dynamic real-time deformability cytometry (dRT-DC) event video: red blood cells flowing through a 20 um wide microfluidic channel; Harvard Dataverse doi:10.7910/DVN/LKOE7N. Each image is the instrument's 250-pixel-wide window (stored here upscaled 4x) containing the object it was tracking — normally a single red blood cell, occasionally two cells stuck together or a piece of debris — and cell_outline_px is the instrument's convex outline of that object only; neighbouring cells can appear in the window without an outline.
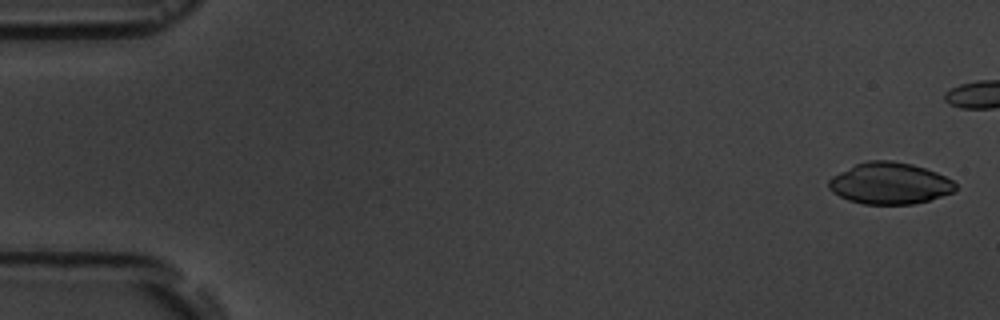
{"species": "common noctule bat (a hibernating species)", "species_latin": "Nyctalus noctula", "temperature_condition": "room temperature", "stored_images_in_passage": 6, "segment_of_instrument_passage": [1, 2], "camera_frame_rate_fps": 3000, "um_per_image_px": 0.085, "animal": {"sex": "male", "body_mass_g": 19.5, "forearm_length_mm": 54.6}, "frame": {"image": 1, "passage_image": 1, "time_ms": 0.0, "image_size_px": [1000, 320], "cell_outline_px": [[956, 192], [916, 204], [864, 204], [848, 200], [832, 192], [828, 188], [828, 180], [832, 176], [856, 164], [868, 160], [892, 160], [912, 164], [936, 172], [952, 180], [956, 184]], "centroid_in_image_um": [75.63, 15.59], "position_along_channel_um": 9.4, "area_um2": 30.81}}